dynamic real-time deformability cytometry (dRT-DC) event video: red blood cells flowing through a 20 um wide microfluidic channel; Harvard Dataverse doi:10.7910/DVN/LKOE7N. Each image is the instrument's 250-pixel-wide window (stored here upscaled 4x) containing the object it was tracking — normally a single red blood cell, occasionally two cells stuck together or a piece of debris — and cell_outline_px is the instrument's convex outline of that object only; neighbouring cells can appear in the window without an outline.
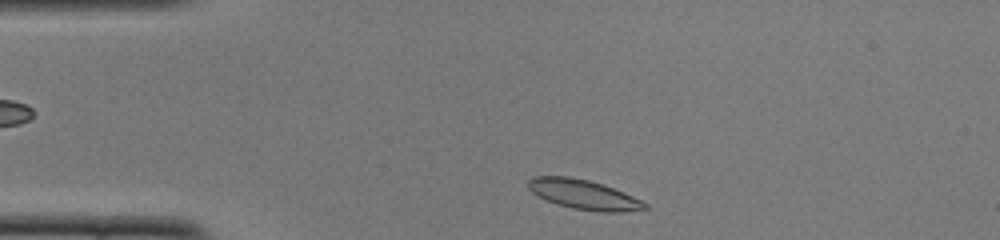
{"species": "common noctule bat (a hibernating species)", "species_latin": "Nyctalus noctula", "temperature_condition": "cold", "stored_images_in_passage": 43, "camera_frame_rate_fps": 3000, "um_per_image_px": 0.085, "animal": {"sex": "female", "body_mass_g": 22.0, "forearm_length_mm": 56.7}, "frame": {"image": 1, "passage_image": 2, "time_ms": 0.333, "image_size_px": [1000, 240], "cell_outline_px": [[648, 208], [620, 212], [600, 212], [572, 208], [556, 204], [532, 192], [528, 188], [528, 180], [532, 176], [568, 176], [588, 180], [604, 184], [624, 192], [648, 204]], "centroid_in_image_um": [49.61, 16.53], "position_along_channel_um": 35.4, "area_um2": 20.06}}
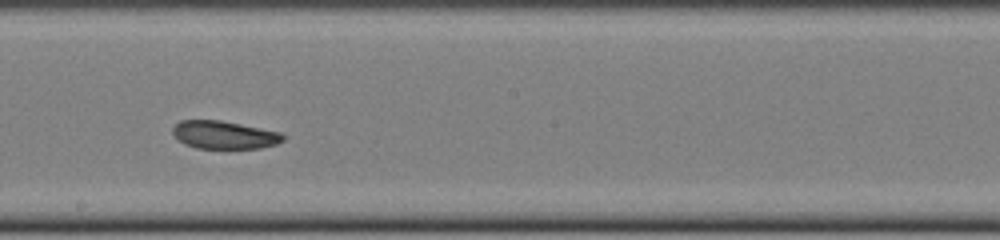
{"frame": {"image": 2, "passage_image": 20, "time_ms": 6.333, "image_size_px": [1000, 240], "cell_outline_px": [[284, 140], [276, 144], [260, 148], [196, 148], [184, 144], [172, 132], [172, 128], [180, 120], [220, 120], [280, 132], [284, 136]], "centroid_in_image_um": [19.05, 11.46], "position_along_channel_um": 229.2, "area_um2": 17.8}}
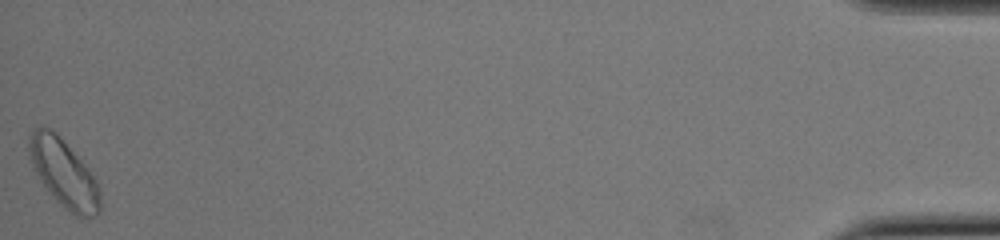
{"frame": {"image": 3, "passage_image": 43, "time_ms": 14.0, "image_size_px": [1000, 240], "cell_outline_px": [[100, 212], [92, 216], [76, 216], [60, 204], [56, 200], [32, 168], [28, 152], [28, 136], [36, 128], [44, 124], [56, 132], [88, 168], [96, 180], [100, 188]], "centroid_in_image_um": [5.4, 14.68], "position_along_channel_um": 429.8, "area_um2": 27.92}, "authors_computed_cell_mechanics": {"area_um2": 19.2474, "velocity_mm_per_s": 3.8452, "shape_relaxation_time_tau1_ms": 7.4897, "shape_relaxation_time_tau2_ms": 2.8269, "deformation_change_tau1": 0.1508, "deformation_change_tau2": 0.0803}}